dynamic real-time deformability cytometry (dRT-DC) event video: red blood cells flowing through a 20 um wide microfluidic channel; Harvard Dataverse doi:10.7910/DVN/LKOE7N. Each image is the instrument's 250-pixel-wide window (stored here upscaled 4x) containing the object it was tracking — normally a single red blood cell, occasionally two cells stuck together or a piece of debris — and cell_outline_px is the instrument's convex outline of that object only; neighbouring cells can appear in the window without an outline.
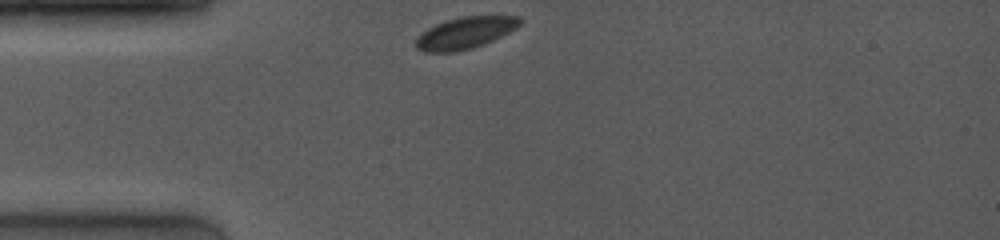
{"species": "common noctule bat (a hibernating species)", "species_latin": "Nyctalus noctula", "temperature_condition": "room temperature", "stored_images_in_passage": 26, "camera_frame_rate_fps": 4000, "um_per_image_px": 0.085, "animal": {"sex": "female", "body_mass_g": 19.0, "forearm_length_mm": 53.3}, "frame": {"image": 1, "passage_image": 1, "time_ms": 0.0, "image_size_px": [1000, 240], "cell_outline_px": [[520, 24], [516, 28], [484, 44], [472, 48], [456, 52], [424, 52], [416, 48], [416, 40], [428, 28], [436, 24], [460, 16], [520, 16]], "centroid_in_image_um": [39.53, 2.8], "position_along_channel_um": 45.5, "area_um2": 18.9}}
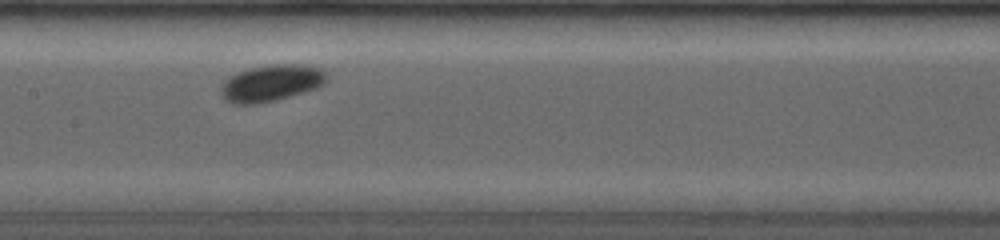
{"frame": {"image": 2, "passage_image": 11, "time_ms": 4.0, "image_size_px": [1000, 240], "cell_outline_px": [[328, 80], [324, 84], [316, 88], [276, 100], [256, 104], [232, 104], [220, 92], [220, 88], [224, 80], [228, 76], [252, 68], [272, 64], [296, 64], [320, 68], [324, 72]], "centroid_in_image_um": [23.04, 7.06], "position_along_channel_um": 184.4, "area_um2": 22.31}}
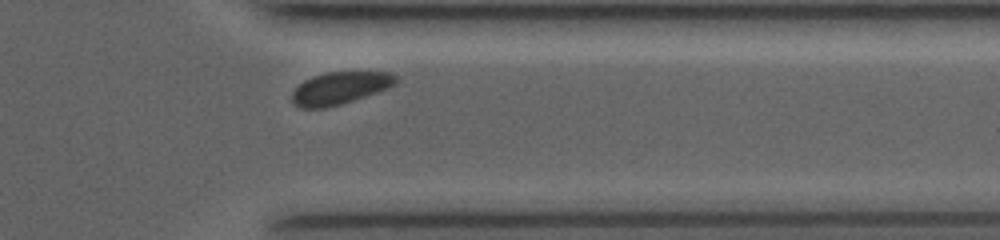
{"frame": {"image": 3, "passage_image": 24, "time_ms": 9.0, "image_size_px": [1000, 240], "cell_outline_px": [[400, 80], [396, 84], [376, 92], [340, 104], [324, 108], [300, 108], [292, 100], [292, 92], [304, 80], [312, 76], [324, 72], [388, 72], [396, 76]], "centroid_in_image_um": [28.89, 7.47], "position_along_channel_um": 382.5, "area_um2": 19.36}}